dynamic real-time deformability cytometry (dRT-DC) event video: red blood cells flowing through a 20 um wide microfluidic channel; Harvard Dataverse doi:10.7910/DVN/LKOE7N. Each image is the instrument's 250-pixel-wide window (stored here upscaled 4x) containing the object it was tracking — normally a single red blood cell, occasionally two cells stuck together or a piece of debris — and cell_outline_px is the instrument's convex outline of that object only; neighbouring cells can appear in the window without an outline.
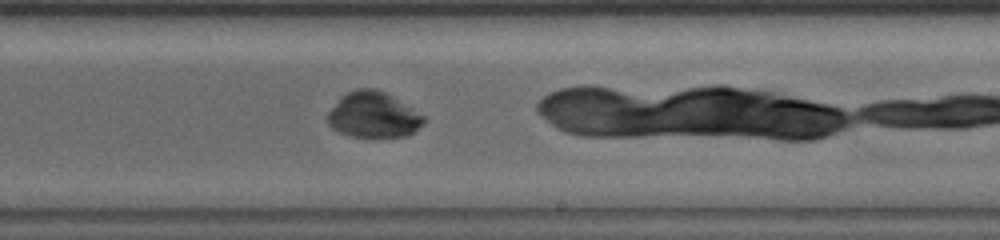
{"species": "common noctule bat (a hibernating species)", "species_latin": "Nyctalus noctula", "temperature_condition": "warm", "stored_images_in_passage": 15, "camera_frame_rate_fps": 5000, "um_per_image_px": 0.085, "animal": {"sex": "female", "body_mass_g": 19.0, "forearm_length_mm": 56.7}, "frame": {"image": 1, "passage_image": 7, "time_ms": 1.2, "image_size_px": [1000, 240], "cell_outline_px": [[424, 120], [408, 136], [352, 136], [340, 132], [332, 128], [328, 124], [328, 112], [340, 96], [348, 92], [360, 88], [376, 88], [384, 92], [412, 108], [424, 116]], "centroid_in_image_um": [31.68, 9.75], "position_along_channel_um": 257.3, "area_um2": 25.03}}